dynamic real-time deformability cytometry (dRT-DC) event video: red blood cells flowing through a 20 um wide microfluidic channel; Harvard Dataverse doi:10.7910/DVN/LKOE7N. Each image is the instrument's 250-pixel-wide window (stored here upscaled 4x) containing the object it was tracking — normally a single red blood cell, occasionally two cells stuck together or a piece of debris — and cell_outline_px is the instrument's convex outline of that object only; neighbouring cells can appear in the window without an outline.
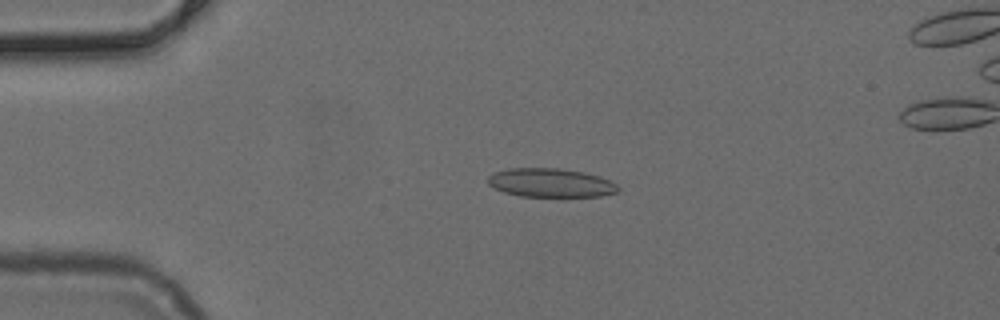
{"species": "common noctule bat (a hibernating species)", "species_latin": "Nyctalus noctula", "temperature_condition": "cold", "stored_images_in_passage": 29, "camera_frame_rate_fps": 3000, "um_per_image_px": 0.085, "animal": {"sex": "female", "body_mass_g": 24.6, "forearm_length_mm": 56.2}, "frame": {"image": 1, "passage_image": 12, "time_ms": 3.667, "image_size_px": [1000, 320], "cell_outline_px": [[620, 192], [600, 196], [520, 196], [504, 192], [488, 184], [488, 176], [492, 172], [508, 168], [560, 168], [584, 172], [600, 176], [616, 184], [620, 188]], "centroid_in_image_um": [46.81, 15.53], "position_along_channel_um": 38.2, "area_um2": 21.91}}
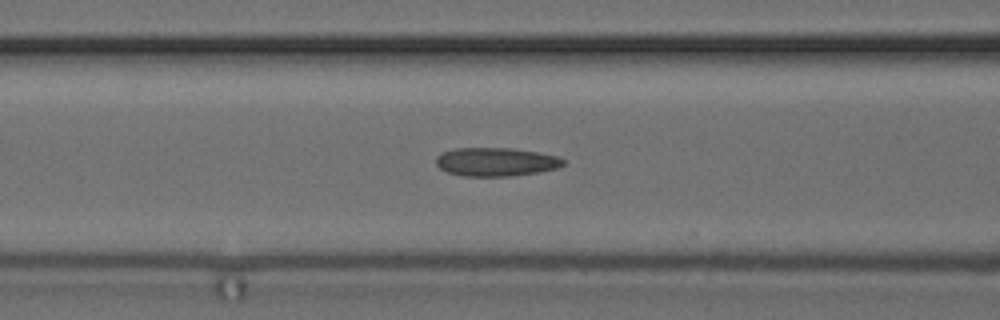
{"frame": {"image": 2, "passage_image": 21, "time_ms": 6.667, "image_size_px": [1000, 320], "cell_outline_px": [[568, 160], [564, 164], [556, 168], [540, 172], [512, 176], [460, 176], [448, 172], [440, 168], [436, 164], [436, 156], [444, 152], [456, 148], [512, 148], [560, 156]], "centroid_in_image_um": [42.19, 13.76], "position_along_channel_um": 124.4, "area_um2": 21.33}}
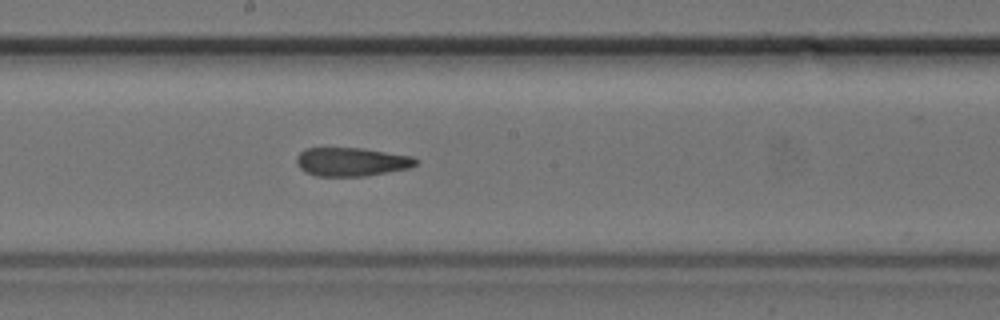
{"frame": {"image": 3, "passage_image": 28, "time_ms": 9.0, "image_size_px": [1000, 320], "cell_outline_px": [[420, 160], [416, 164], [408, 168], [368, 176], [316, 176], [304, 172], [296, 164], [296, 156], [304, 148], [364, 148], [412, 156]], "centroid_in_image_um": [29.86, 13.75], "position_along_channel_um": 218.3, "area_um2": 20.11}}